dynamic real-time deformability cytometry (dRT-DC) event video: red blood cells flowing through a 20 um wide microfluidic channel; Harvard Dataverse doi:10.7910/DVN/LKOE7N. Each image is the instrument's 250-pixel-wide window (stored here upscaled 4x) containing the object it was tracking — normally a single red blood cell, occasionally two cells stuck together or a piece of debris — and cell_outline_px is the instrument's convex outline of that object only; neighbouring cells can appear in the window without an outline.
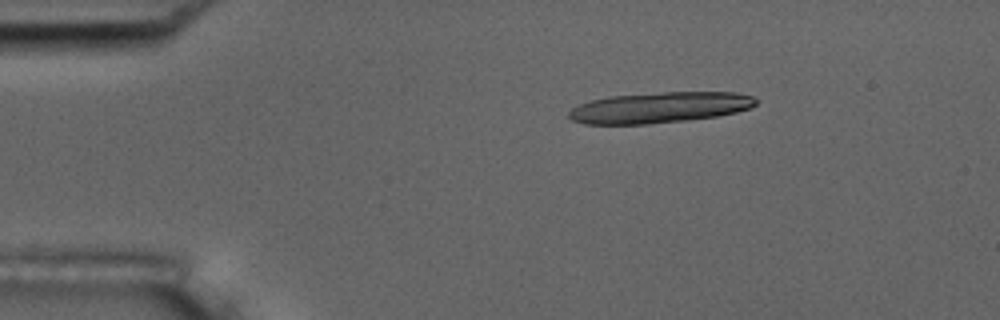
{"species": "common noctule bat (a hibernating species)", "species_latin": "Nyctalus noctula", "temperature_condition": "room temperature", "stored_images_in_passage": 17, "camera_frame_rate_fps": 3000, "um_per_image_px": 0.085, "animal": {"sex": "male", "body_mass_g": 17.5, "forearm_length_mm": 52.3}, "frame": {"image": 1, "passage_image": 8, "time_ms": 2.333, "image_size_px": [1000, 320], "cell_outline_px": [[756, 104], [752, 108], [736, 112], [716, 116], [688, 120], [648, 124], [584, 124], [572, 120], [568, 116], [568, 112], [572, 108], [580, 104], [592, 100], [608, 96], [664, 92], [736, 92], [752, 96], [756, 100]], "centroid_in_image_um": [56.07, 9.14], "position_along_channel_um": 28.9, "area_um2": 33.64}}